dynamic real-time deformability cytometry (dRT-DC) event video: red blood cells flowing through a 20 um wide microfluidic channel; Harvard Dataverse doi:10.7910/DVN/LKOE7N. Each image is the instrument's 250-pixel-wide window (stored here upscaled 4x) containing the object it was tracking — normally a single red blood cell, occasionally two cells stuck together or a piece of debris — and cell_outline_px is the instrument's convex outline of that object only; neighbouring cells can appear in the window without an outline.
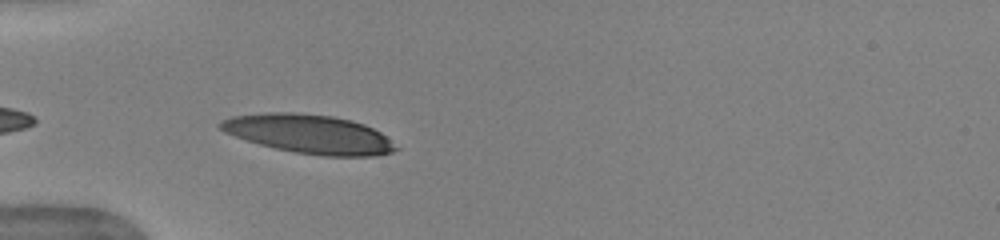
{"species": "human", "species_latin": "Homo sapiens", "temperature_condition": "warm", "stored_images_in_passage": 18, "camera_frame_rate_fps": 3000, "um_per_image_px": 0.085, "donor": {"sex": "female"}, "frame": {"image": 1, "passage_image": 8, "time_ms": 2.333, "image_size_px": [1000, 240], "cell_outline_px": [[400, 148], [392, 152], [372, 156], [324, 156], [296, 152], [276, 148], [260, 144], [224, 132], [216, 124], [220, 120], [232, 116], [264, 112], [296, 112], [332, 116], [352, 120], [364, 124], [380, 132]], "centroid_in_image_um": [26.26, 11.38], "position_along_channel_um": 58.7, "area_um2": 39.71}}
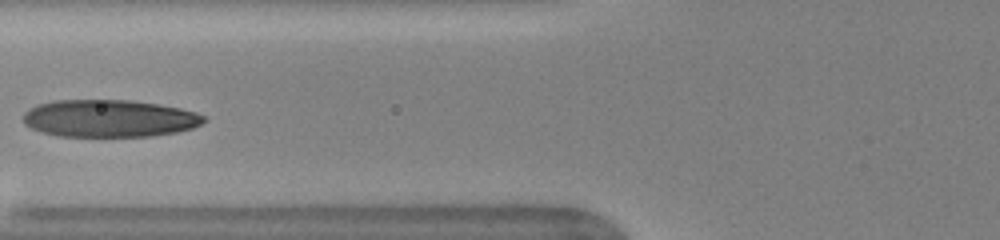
{"frame": {"image": 2, "passage_image": 11, "time_ms": 3.333, "image_size_px": [1000, 240], "cell_outline_px": [[208, 120], [192, 128], [176, 132], [152, 136], [60, 136], [40, 132], [24, 124], [24, 112], [40, 104], [56, 100], [128, 100], [156, 104], [180, 108], [196, 112], [204, 116]], "centroid_in_image_um": [9.3, 10.07], "position_along_channel_um": 116.5, "area_um2": 39.13}}